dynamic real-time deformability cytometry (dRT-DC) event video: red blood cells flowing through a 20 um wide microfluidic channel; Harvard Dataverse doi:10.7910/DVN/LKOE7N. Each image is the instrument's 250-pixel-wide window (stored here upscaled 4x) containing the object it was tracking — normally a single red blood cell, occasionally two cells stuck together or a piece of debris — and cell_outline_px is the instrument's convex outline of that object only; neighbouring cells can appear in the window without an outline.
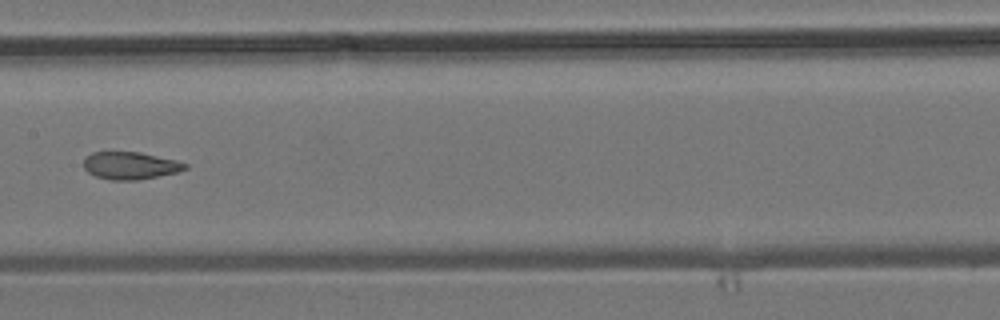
{"species": "common noctule bat (a hibernating species)", "species_latin": "Nyctalus noctula", "temperature_condition": "room temperature", "stored_images_in_passage": 7, "camera_frame_rate_fps": 3000, "um_per_image_px": 0.085, "animal": {"sex": "male", "body_mass_g": 19.2, "forearm_length_mm": 51.8}, "frame": {"image": 1, "passage_image": 7, "time_ms": 6.667, "image_size_px": [1000, 320], "cell_outline_px": [[188, 168], [180, 172], [136, 180], [112, 180], [96, 176], [88, 172], [84, 168], [84, 160], [92, 152], [140, 152], [176, 160], [188, 164]], "centroid_in_image_um": [11.11, 14.07], "position_along_channel_um": 196.3, "area_um2": 16.18}}